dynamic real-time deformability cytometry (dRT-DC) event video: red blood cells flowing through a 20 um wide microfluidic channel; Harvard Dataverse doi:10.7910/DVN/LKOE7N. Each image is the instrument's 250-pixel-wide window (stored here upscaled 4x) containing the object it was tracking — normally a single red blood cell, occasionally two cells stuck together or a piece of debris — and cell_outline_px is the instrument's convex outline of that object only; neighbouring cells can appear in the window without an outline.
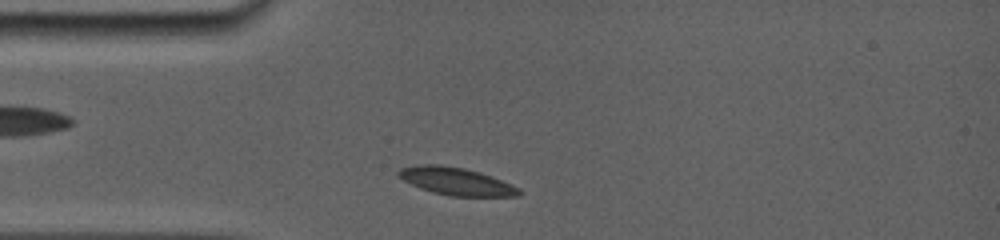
{"species": "common noctule bat (a hibernating species)", "species_latin": "Nyctalus noctula", "temperature_condition": "room temperature", "stored_images_in_passage": 58, "camera_frame_rate_fps": 5000, "um_per_image_px": 0.085, "animal": {"sex": "female", "body_mass_g": 19.0, "forearm_length_mm": 56.7}, "frame": {"image": 1, "passage_image": 6, "time_ms": 1.0, "image_size_px": [1000, 240], "cell_outline_px": [[524, 192], [520, 196], [448, 196], [432, 192], [420, 188], [404, 180], [396, 172], [400, 168], [416, 164], [440, 164], [464, 168], [480, 172], [492, 176], [512, 184], [520, 188]], "centroid_in_image_um": [38.81, 15.41], "position_along_channel_um": 46.2, "area_um2": 19.59}}
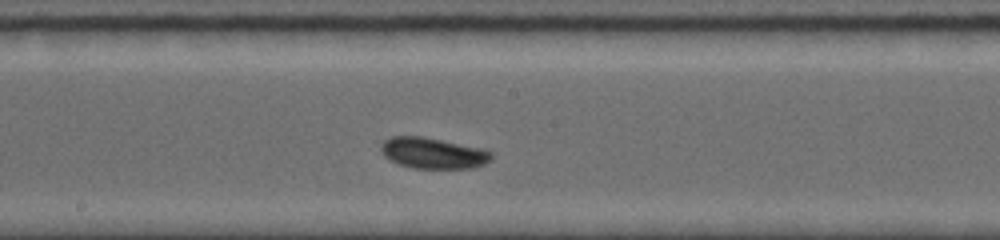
{"frame": {"image": 2, "passage_image": 30, "time_ms": 5.6, "image_size_px": [1000, 240], "cell_outline_px": [[492, 156], [484, 164], [472, 168], [412, 168], [396, 164], [384, 156], [380, 152], [380, 144], [384, 140], [392, 136], [424, 136], [480, 148], [492, 152]], "centroid_in_image_um": [36.73, 13.01], "position_along_channel_um": 211.5, "area_um2": 20.0}}
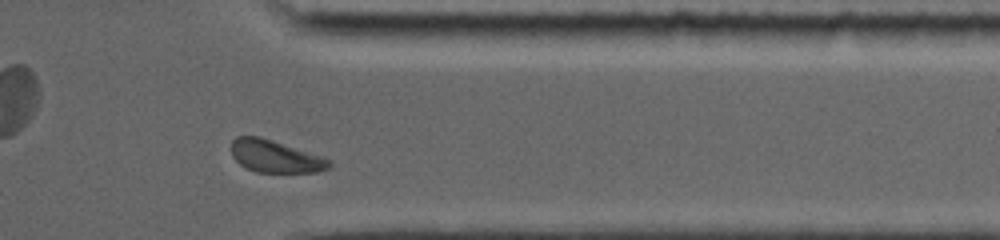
{"frame": {"image": 3, "passage_image": 52, "time_ms": 10.2, "image_size_px": [1000, 240], "cell_outline_px": [[332, 164], [328, 168], [316, 172], [256, 172], [240, 164], [232, 156], [232, 140], [236, 136], [260, 136], [324, 156], [332, 160]], "centroid_in_image_um": [23.43, 13.28], "position_along_channel_um": 388.0, "area_um2": 18.55}, "authors_computed_cell_mechanics": {"area_um2": 19.363, "velocity_mm_per_s": 3.827, "shape_relaxation_time_tau1_ms": 1.9688, "shape_relaxation_time_tau2_ms": null, "deformation_change_tau1": 0.0544, "deformation_change_tau2": null}}